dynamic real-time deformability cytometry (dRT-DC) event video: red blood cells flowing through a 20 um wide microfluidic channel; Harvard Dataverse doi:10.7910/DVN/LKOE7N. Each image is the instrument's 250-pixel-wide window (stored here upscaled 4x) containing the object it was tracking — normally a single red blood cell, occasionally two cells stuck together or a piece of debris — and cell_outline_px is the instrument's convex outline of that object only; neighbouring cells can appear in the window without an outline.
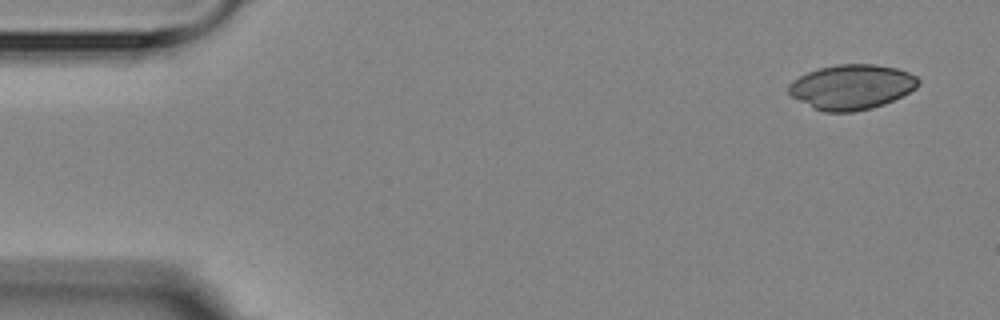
{"species": "Egyptian fruit bat (a non-hibernating species)", "species_latin": "Rousettus aegyptiacus", "temperature_condition": "room temperature", "stored_images_in_passage": 5, "camera_frame_rate_fps": 3000, "um_per_image_px": 0.085, "animal": {"sex": "female"}, "frame": {"image": 1, "passage_image": 1, "time_ms": 0.0, "image_size_px": [1000, 320], "cell_outline_px": [[920, 84], [916, 88], [884, 104], [872, 108], [852, 112], [824, 112], [792, 96], [788, 92], [788, 84], [792, 80], [808, 72], [820, 68], [836, 64], [872, 64], [896, 68], [908, 72], [916, 76], [920, 80]], "centroid_in_image_um": [72.4, 7.38], "position_along_channel_um": 12.6, "area_um2": 33.64}}